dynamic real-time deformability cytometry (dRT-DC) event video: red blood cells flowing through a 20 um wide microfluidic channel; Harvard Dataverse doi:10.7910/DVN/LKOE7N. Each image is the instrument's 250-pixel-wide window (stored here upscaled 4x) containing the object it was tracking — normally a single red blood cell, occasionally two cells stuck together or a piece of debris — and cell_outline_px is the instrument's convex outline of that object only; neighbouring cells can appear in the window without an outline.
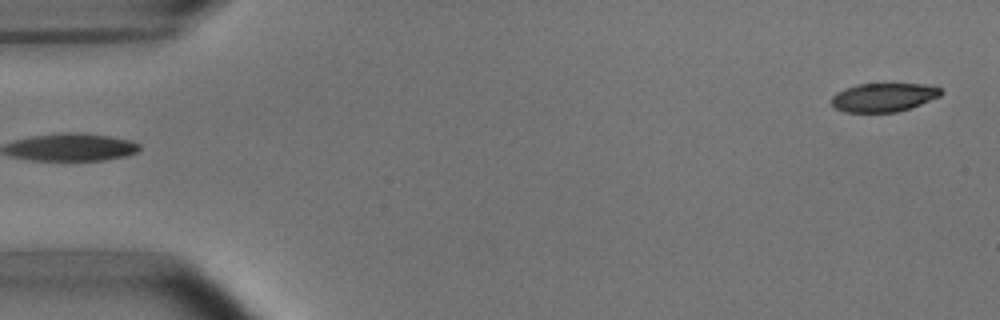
{"species": "common noctule bat (a hibernating species)", "species_latin": "Nyctalus noctula", "temperature_condition": "room temperature", "stored_images_in_passage": 2, "camera_frame_rate_fps": 3000, "um_per_image_px": 0.085, "animal": {"sex": "male", "body_mass_g": 15.6}, "frame": {"image": 1, "passage_image": 2, "time_ms": 1.333, "image_size_px": [1000, 320], "cell_outline_px": [[944, 92], [940, 96], [920, 104], [896, 112], [844, 112], [836, 108], [832, 104], [832, 96], [836, 92], [844, 88], [856, 84], [924, 84], [940, 88]], "centroid_in_image_um": [75.08, 8.27], "position_along_channel_um": 9.9, "area_um2": 18.21}}